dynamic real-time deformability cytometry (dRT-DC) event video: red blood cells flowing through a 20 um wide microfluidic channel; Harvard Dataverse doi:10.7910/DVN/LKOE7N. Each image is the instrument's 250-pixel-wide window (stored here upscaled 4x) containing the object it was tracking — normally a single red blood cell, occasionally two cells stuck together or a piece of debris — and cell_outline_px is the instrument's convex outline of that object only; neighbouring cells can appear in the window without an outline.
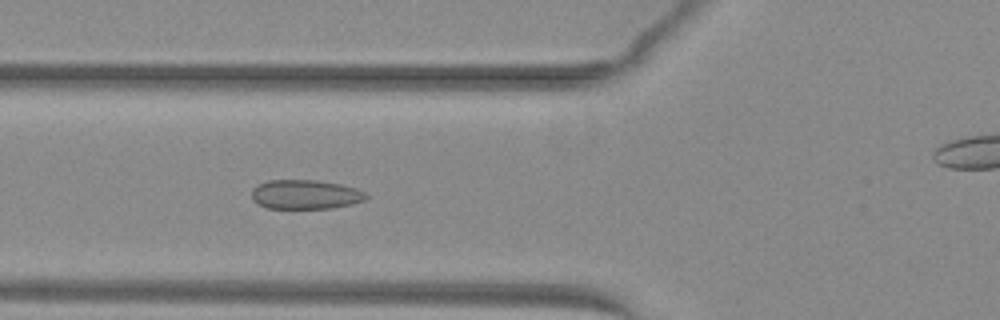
{"species": "common noctule bat (a hibernating species)", "species_latin": "Nyctalus noctula", "temperature_condition": "warm", "stored_images_in_passage": 53, "camera_frame_rate_fps": 3000, "um_per_image_px": 0.085, "animal": {"sex": "female", "body_mass_g": 29.2, "forearm_length_mm": 56.3}, "frame": {"image": 1, "passage_image": 21, "time_ms": 6.667, "image_size_px": [1000, 320], "cell_outline_px": [[368, 196], [364, 200], [352, 204], [332, 208], [268, 208], [252, 200], [252, 188], [268, 180], [316, 180], [340, 184], [356, 188], [364, 192]], "centroid_in_image_um": [25.96, 16.53], "position_along_channel_um": 99.8, "area_um2": 19.42}}
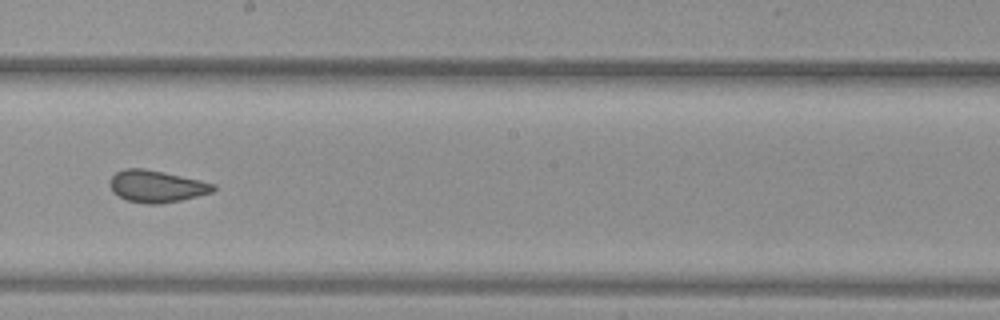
{"frame": {"image": 2, "passage_image": 31, "time_ms": 10.0, "image_size_px": [1000, 320], "cell_outline_px": [[216, 188], [212, 192], [180, 200], [160, 204], [144, 204], [128, 200], [112, 192], [108, 184], [108, 180], [116, 172], [124, 168], [144, 168], [164, 172], [200, 180], [216, 184]], "centroid_in_image_um": [13.27, 15.83], "position_along_channel_um": 234.9, "area_um2": 19.36}}
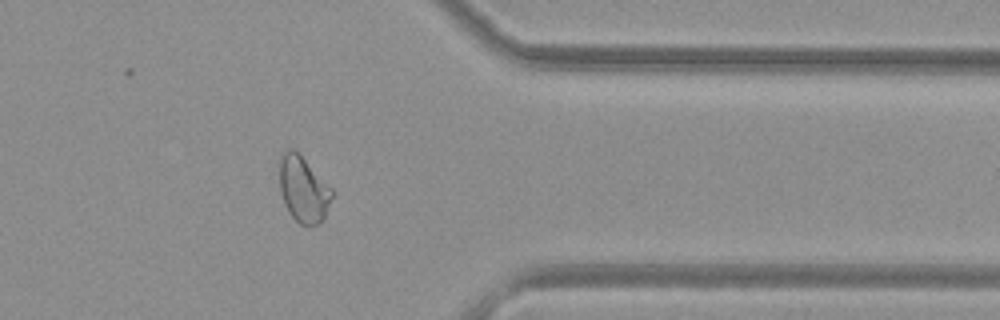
{"frame": {"image": 3, "passage_image": 43, "time_ms": 14.0, "image_size_px": [1000, 320], "cell_outline_px": [[336, 192], [324, 220], [320, 224], [308, 228], [300, 224], [288, 212], [284, 204], [280, 192], [280, 156], [288, 148], [292, 148], [300, 152]], "centroid_in_image_um": [25.84, 16.11], "position_along_channel_um": 385.6, "area_um2": 21.1}, "authors_computed_cell_mechanics": {"area_um2": 21.8484, "velocity_mm_per_s": 4.0429, "shape_relaxation_time_tau1_ms": null, "shape_relaxation_time_tau2_ms": 0.869, "deformation_change_tau1": null, "deformation_change_tau2": 0.0472}}